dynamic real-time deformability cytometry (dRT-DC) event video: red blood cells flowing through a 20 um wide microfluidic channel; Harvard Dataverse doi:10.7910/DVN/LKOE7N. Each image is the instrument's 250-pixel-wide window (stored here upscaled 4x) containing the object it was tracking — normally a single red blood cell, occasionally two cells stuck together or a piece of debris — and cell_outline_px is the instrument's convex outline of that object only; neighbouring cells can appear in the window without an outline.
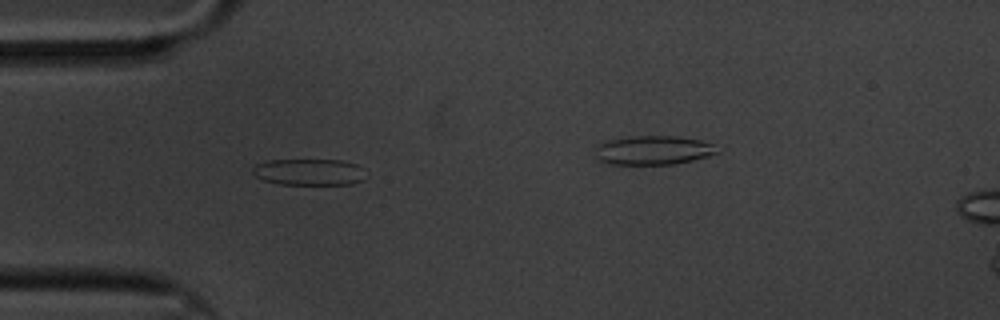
{"species": "common noctule bat (a hibernating species)", "species_latin": "Nyctalus noctula", "temperature_condition": "cold", "stored_images_in_passage": 46, "segment_of_instrument_passage": [1, 2], "camera_frame_rate_fps": 3000, "um_per_image_px": 0.085, "animal": {"sex": "male", "body_mass_g": 20.1, "forearm_length_mm": 53.5}, "frame": {"image": 1, "passage_image": 14, "time_ms": 4.333, "image_size_px": [1000, 320], "cell_outline_px": [[368, 176], [364, 180], [352, 184], [280, 184], [264, 180], [256, 176], [252, 172], [252, 168], [256, 164], [268, 160], [340, 160], [356, 164], [364, 168]], "centroid_in_image_um": [26.33, 14.62], "position_along_channel_um": 58.7, "area_um2": 17.63}}
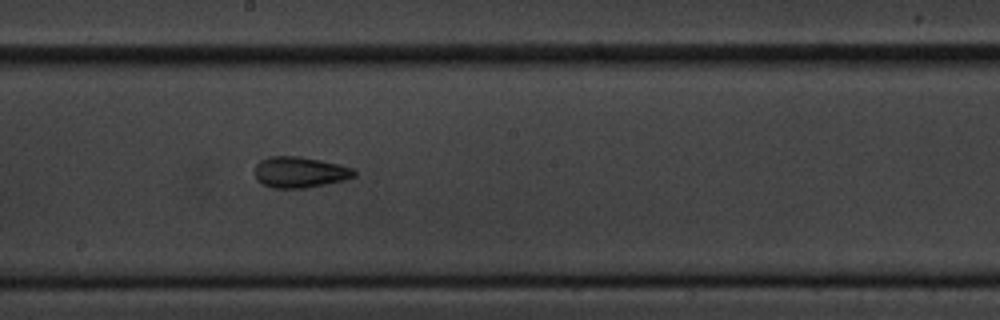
{"frame": {"image": 2, "passage_image": 29, "time_ms": 9.333, "image_size_px": [1000, 320], "cell_outline_px": [[356, 176], [344, 180], [304, 188], [272, 188], [256, 180], [256, 164], [260, 160], [268, 156], [300, 156], [340, 164], [356, 168]], "centroid_in_image_um": [25.51, 14.62], "position_along_channel_um": 222.7, "area_um2": 18.03}}
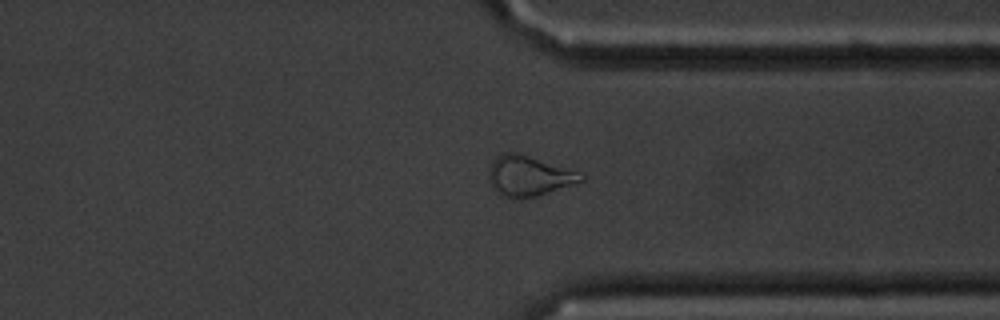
{"frame": {"image": 3, "passage_image": 42, "time_ms": 13.667, "image_size_px": [1000, 320], "cell_outline_px": [[584, 180], [536, 196], [516, 200], [496, 192], [488, 180], [488, 168], [492, 160], [496, 156], [504, 152], [516, 152], [584, 172]], "centroid_in_image_um": [44.93, 14.94], "position_along_channel_um": 366.5, "area_um2": 21.91}}